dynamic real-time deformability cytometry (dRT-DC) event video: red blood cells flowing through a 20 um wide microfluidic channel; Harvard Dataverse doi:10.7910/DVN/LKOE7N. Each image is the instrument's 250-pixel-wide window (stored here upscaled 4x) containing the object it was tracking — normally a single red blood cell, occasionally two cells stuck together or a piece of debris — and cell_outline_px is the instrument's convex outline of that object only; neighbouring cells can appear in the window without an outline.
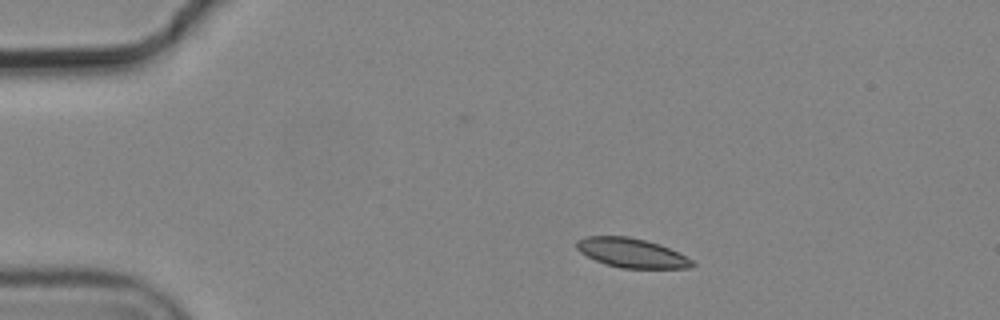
{"species": "common noctule bat (a hibernating species)", "species_latin": "Nyctalus noctula", "temperature_condition": "cold", "stored_images_in_passage": 8, "camera_frame_rate_fps": 3000, "um_per_image_px": 0.085, "animal": {"sex": "male", "body_mass_g": 19.2, "forearm_length_mm": 51.8}, "frame": {"image": 1, "passage_image": 1, "time_ms": 0.0, "image_size_px": [1000, 320], "cell_outline_px": [[696, 264], [692, 268], [620, 268], [596, 260], [580, 252], [576, 248], [576, 240], [584, 236], [628, 236], [660, 244], [692, 260]], "centroid_in_image_um": [53.67, 21.49], "position_along_channel_um": 31.3, "area_um2": 19.59}}
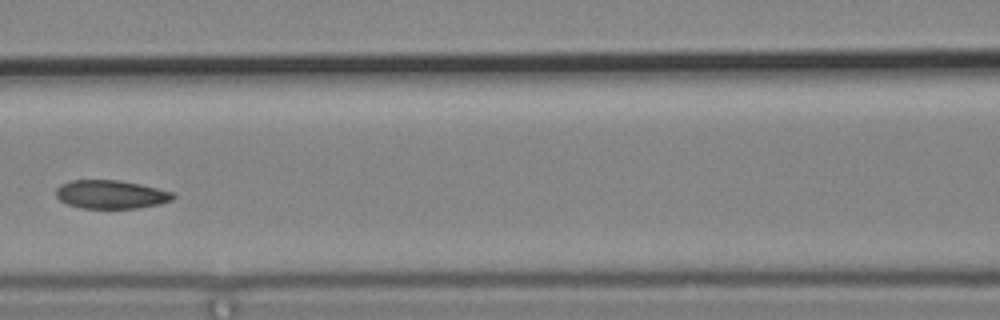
{"frame": {"image": 2, "passage_image": 5, "time_ms": 1.333, "image_size_px": [1000, 320], "cell_outline_px": [[176, 196], [172, 200], [160, 204], [136, 208], [80, 208], [68, 204], [60, 200], [56, 196], [56, 188], [60, 184], [72, 180], [120, 180], [140, 184], [172, 192]], "centroid_in_image_um": [9.42, 16.52], "position_along_channel_um": 157.2, "area_um2": 19.42}}
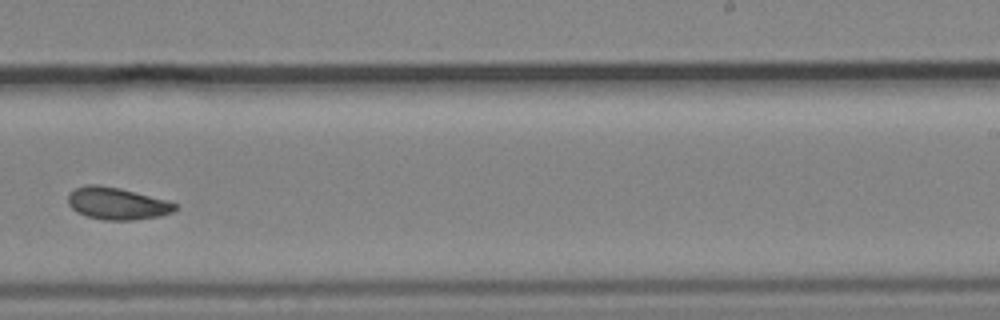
{"frame": {"image": 3, "passage_image": 8, "time_ms": 2.333, "image_size_px": [1000, 320], "cell_outline_px": [[180, 204], [172, 212], [160, 216], [136, 220], [104, 220], [84, 216], [76, 212], [68, 204], [68, 192], [84, 184], [96, 184], [120, 188], [136, 192]], "centroid_in_image_um": [9.92, 17.3], "position_along_channel_um": 279.1, "area_um2": 20.29}}